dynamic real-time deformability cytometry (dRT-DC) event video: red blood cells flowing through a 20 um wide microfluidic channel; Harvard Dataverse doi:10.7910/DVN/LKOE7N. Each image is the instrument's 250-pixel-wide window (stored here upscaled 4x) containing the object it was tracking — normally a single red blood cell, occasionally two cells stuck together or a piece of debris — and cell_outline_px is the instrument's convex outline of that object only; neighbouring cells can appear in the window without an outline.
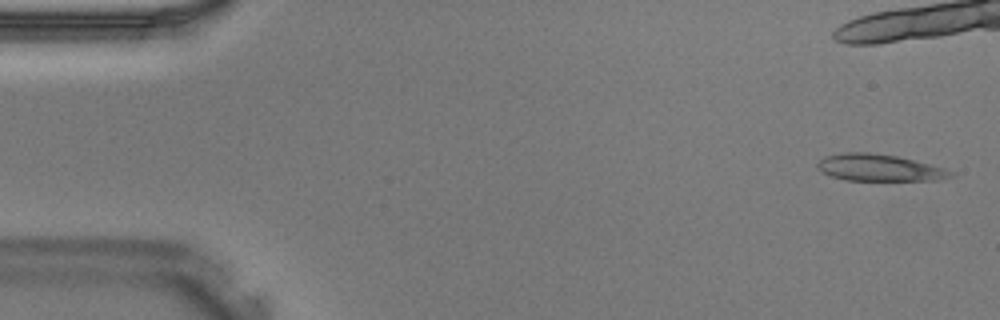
{"species": "Egyptian fruit bat (a non-hibernating species)", "species_latin": "Rousettus aegyptiacus", "temperature_condition": "warm", "stored_images_in_passage": 40, "camera_frame_rate_fps": 3000, "um_per_image_px": 0.085, "animal": {"sex": "male"}, "frame": {"image": 1, "passage_image": 1, "time_ms": 0.0, "image_size_px": [1000, 320], "cell_outline_px": [[956, 172], [952, 176], [940, 180], [844, 180], [820, 172], [816, 168], [816, 164], [824, 156], [844, 152], [868, 152], [896, 156], [944, 168]], "centroid_in_image_um": [74.69, 14.26], "position_along_channel_um": 10.3, "area_um2": 20.81}}